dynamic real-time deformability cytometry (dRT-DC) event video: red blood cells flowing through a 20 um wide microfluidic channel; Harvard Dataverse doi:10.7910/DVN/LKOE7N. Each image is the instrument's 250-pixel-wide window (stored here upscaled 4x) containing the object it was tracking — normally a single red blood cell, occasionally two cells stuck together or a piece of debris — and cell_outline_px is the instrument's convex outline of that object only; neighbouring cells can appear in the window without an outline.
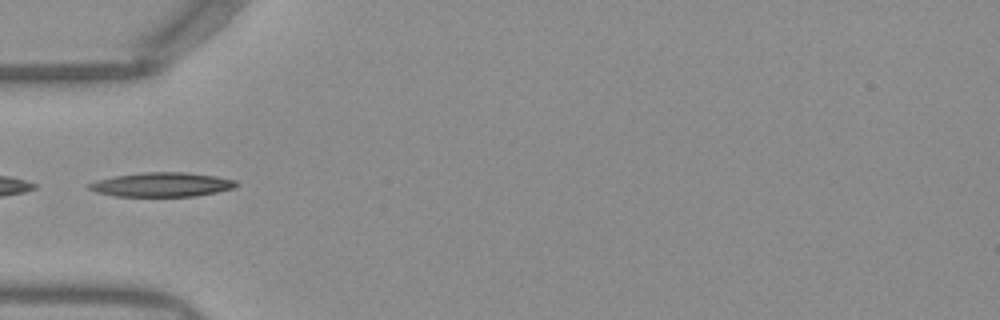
{"species": "Egyptian fruit bat (a non-hibernating species)", "species_latin": "Rousettus aegyptiacus", "temperature_condition": "warm", "stored_images_in_passage": 35, "camera_frame_rate_fps": 3000, "um_per_image_px": 0.085, "frame": {"image": 1, "passage_image": 1, "time_ms": 0.0, "image_size_px": [1000, 320], "cell_outline_px": [[236, 188], [196, 196], [116, 196], [96, 192], [88, 188], [88, 184], [96, 180], [116, 176], [144, 172], [188, 172], [216, 176], [236, 180]], "centroid_in_image_um": [13.78, 15.69], "position_along_channel_um": 71.2, "area_um2": 20.75}}
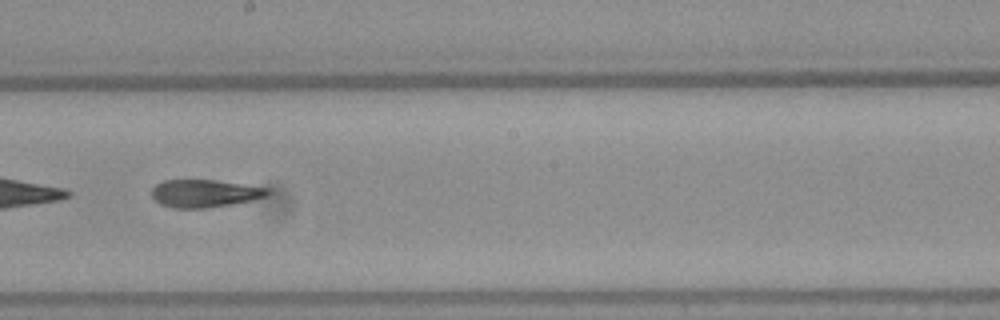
{"frame": {"image": 2, "passage_image": 13, "time_ms": 4.0, "image_size_px": [1000, 320], "cell_outline_px": [[268, 192], [264, 196], [252, 200], [232, 204], [204, 208], [172, 208], [160, 204], [152, 196], [152, 188], [156, 184], [164, 180], [216, 180], [268, 188]], "centroid_in_image_um": [17.34, 16.44], "position_along_channel_um": 230.9, "area_um2": 18.5}}
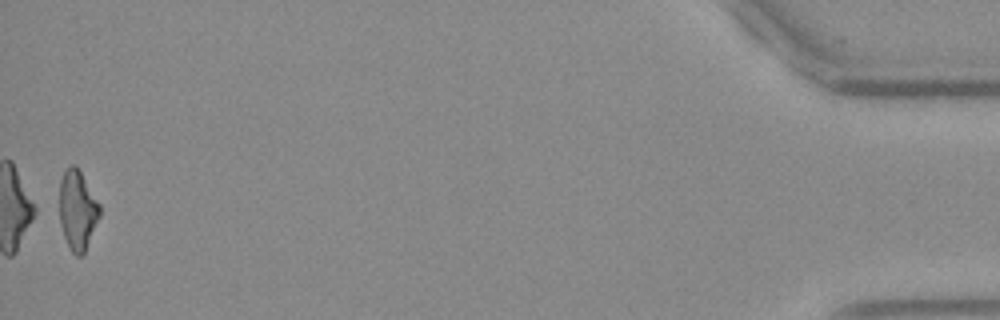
{"frame": {"image": 3, "passage_image": 35, "time_ms": 11.333, "image_size_px": [1000, 320], "cell_outline_px": [[100, 216], [84, 252], [80, 256], [76, 256], [72, 252], [64, 236], [60, 224], [60, 180], [64, 172], [72, 164], [76, 164], [100, 204]], "centroid_in_image_um": [6.59, 17.84], "position_along_channel_um": 428.6, "area_um2": 18.44}, "authors_computed_cell_mechanics": {"area_um2": 19.0162, "velocity_mm_per_s": 3.963, "shape_relaxation_time_tau1_ms": null, "shape_relaxation_time_tau2_ms": 3.9083, "deformation_change_tau1": null, "deformation_change_tau2": 0.1129}}